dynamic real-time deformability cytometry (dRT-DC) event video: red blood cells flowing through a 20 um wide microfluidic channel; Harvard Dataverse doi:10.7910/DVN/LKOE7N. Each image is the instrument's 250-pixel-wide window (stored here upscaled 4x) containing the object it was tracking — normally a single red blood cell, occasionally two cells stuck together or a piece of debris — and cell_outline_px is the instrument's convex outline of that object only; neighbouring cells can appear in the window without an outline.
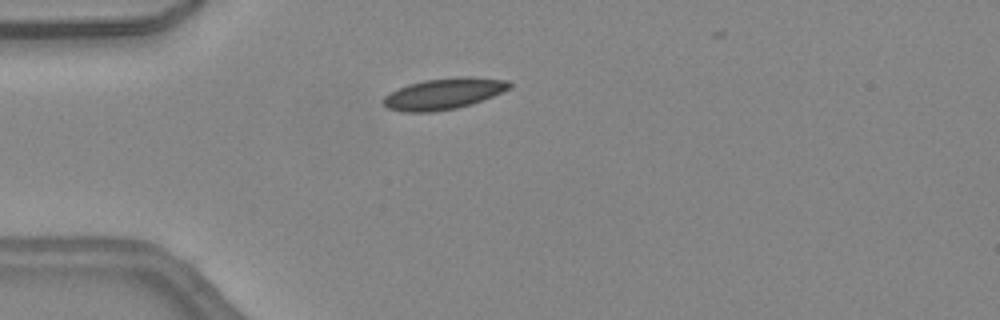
{"species": "common noctule bat (a hibernating species)", "species_latin": "Nyctalus noctula", "temperature_condition": "warm", "stored_images_in_passage": 37, "camera_frame_rate_fps": 3000, "um_per_image_px": 0.085, "animal": {"sex": "female", "body_mass_g": 24.6, "forearm_length_mm": 56.2}, "frame": {"image": 1, "passage_image": 3, "time_ms": 0.667, "image_size_px": [1000, 320], "cell_outline_px": [[512, 88], [492, 96], [456, 108], [432, 112], [400, 112], [388, 108], [380, 100], [384, 96], [408, 84], [424, 80], [456, 76], [468, 76], [508, 80], [512, 84]], "centroid_in_image_um": [37.71, 7.95], "position_along_channel_um": 47.3, "area_um2": 22.89}}
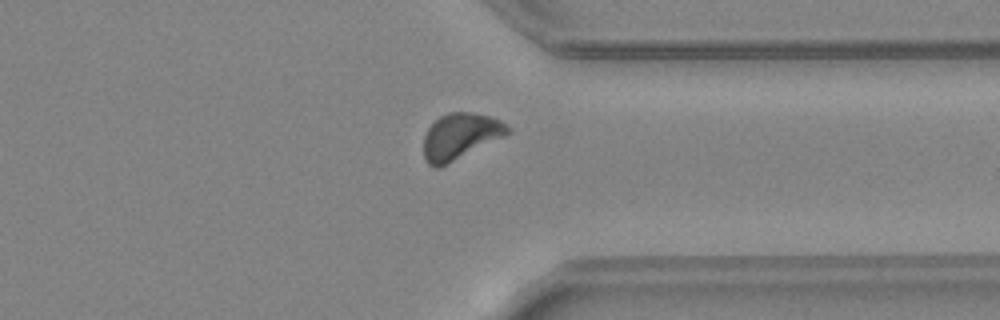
{"frame": {"image": 2, "passage_image": 26, "time_ms": 8.333, "image_size_px": [1000, 320], "cell_outline_px": [[512, 132], [440, 168], [432, 168], [424, 160], [424, 136], [428, 128], [440, 116], [448, 112], [472, 112], [492, 116], [500, 120], [512, 128]], "centroid_in_image_um": [39.13, 11.59], "position_along_channel_um": 372.3, "area_um2": 22.77}}
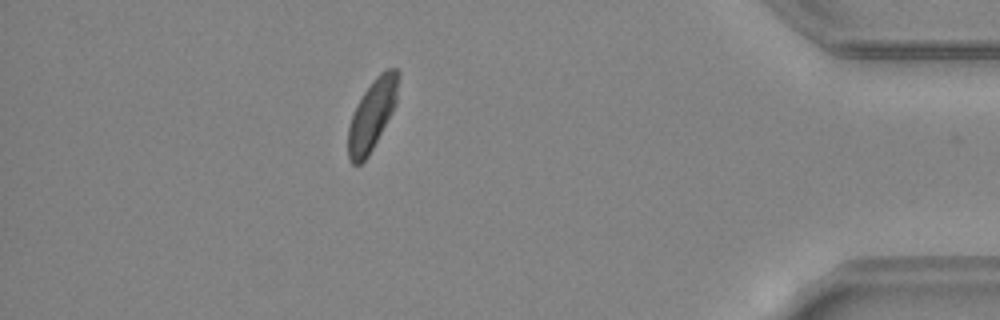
{"frame": {"image": 3, "passage_image": 31, "time_ms": 10.0, "image_size_px": [1000, 320], "cell_outline_px": [[400, 76], [396, 104], [392, 112], [368, 156], [360, 164], [352, 164], [348, 160], [348, 128], [356, 104], [372, 80], [380, 72], [388, 68], [396, 68], [400, 72]], "centroid_in_image_um": [31.64, 9.72], "position_along_channel_um": 403.6, "area_um2": 20.63}, "authors_computed_cell_mechanics": {"area_um2": 21.9062, "velocity_mm_per_s": 4.4799, "shape_relaxation_time_tau1_ms": 3.5654, "shape_relaxation_time_tau2_ms": 5.9641, "deformation_change_tau1": 0.1006, "deformation_change_tau2": 0.1015}}